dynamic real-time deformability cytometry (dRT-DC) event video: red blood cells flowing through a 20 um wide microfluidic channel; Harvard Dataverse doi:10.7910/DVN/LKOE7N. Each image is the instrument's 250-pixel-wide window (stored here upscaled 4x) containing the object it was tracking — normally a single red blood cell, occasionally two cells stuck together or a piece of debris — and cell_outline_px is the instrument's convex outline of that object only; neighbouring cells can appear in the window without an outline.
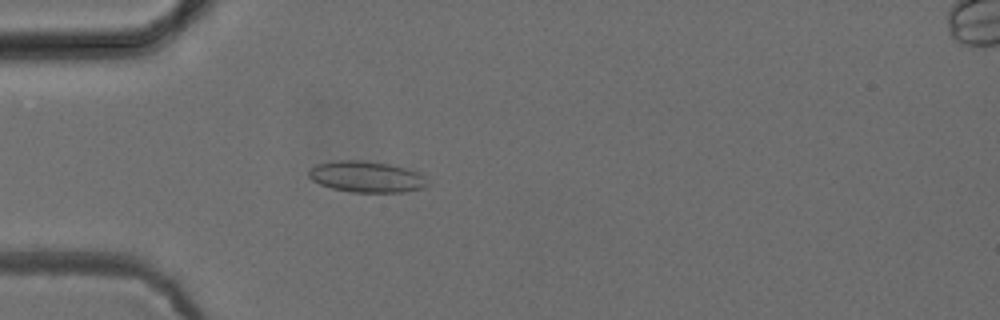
{"species": "common noctule bat (a hibernating species)", "species_latin": "Nyctalus noctula", "temperature_condition": "cold", "stored_images_in_passage": 50, "camera_frame_rate_fps": 3000, "um_per_image_px": 0.085, "animal": {"sex": "female", "body_mass_g": 24.6, "forearm_length_mm": 56.2}, "frame": {"image": 1, "passage_image": 13, "time_ms": 4.0, "image_size_px": [1000, 320], "cell_outline_px": [[428, 184], [424, 188], [404, 192], [352, 192], [332, 188], [320, 184], [312, 180], [308, 176], [308, 172], [316, 164], [336, 160], [364, 160], [388, 164], [404, 168], [416, 172], [424, 176]], "centroid_in_image_um": [31.13, 15.03], "position_along_channel_um": 53.9, "area_um2": 21.44}}
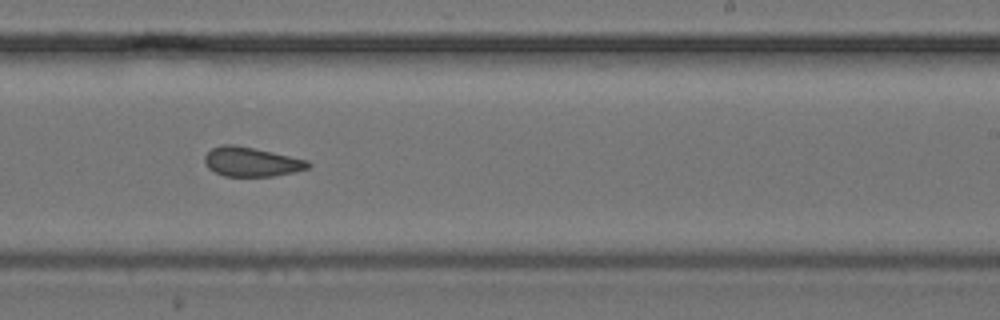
{"frame": {"image": 2, "passage_image": 30, "time_ms": 9.667, "image_size_px": [1000, 320], "cell_outline_px": [[312, 164], [308, 168], [296, 172], [272, 176], [224, 176], [208, 168], [204, 164], [204, 156], [212, 148], [220, 144], [236, 144], [308, 160]], "centroid_in_image_um": [21.36, 13.75], "position_along_channel_um": 267.6, "area_um2": 17.8}}
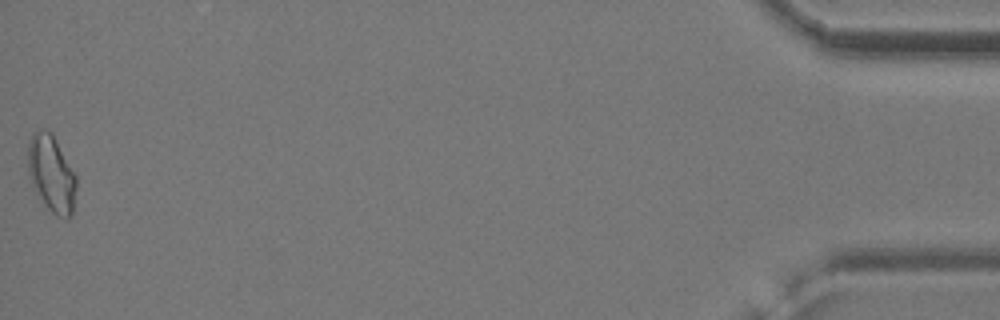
{"frame": {"image": 3, "passage_image": 50, "time_ms": 16.333, "image_size_px": [1000, 320], "cell_outline_px": [[76, 188], [72, 212], [68, 220], [64, 220], [56, 216], [36, 196], [32, 188], [28, 172], [28, 144], [32, 132], [44, 128], [52, 132], [76, 176]], "centroid_in_image_um": [4.35, 14.78], "position_along_channel_um": 430.9, "area_um2": 22.02}, "authors_computed_cell_mechanics": {"area_um2": 18.6116, "velocity_mm_per_s": 3.9125, "shape_relaxation_time_tau1_ms": null, "shape_relaxation_time_tau2_ms": 2.2108, "deformation_change_tau1": null, "deformation_change_tau2": 0.0644}}